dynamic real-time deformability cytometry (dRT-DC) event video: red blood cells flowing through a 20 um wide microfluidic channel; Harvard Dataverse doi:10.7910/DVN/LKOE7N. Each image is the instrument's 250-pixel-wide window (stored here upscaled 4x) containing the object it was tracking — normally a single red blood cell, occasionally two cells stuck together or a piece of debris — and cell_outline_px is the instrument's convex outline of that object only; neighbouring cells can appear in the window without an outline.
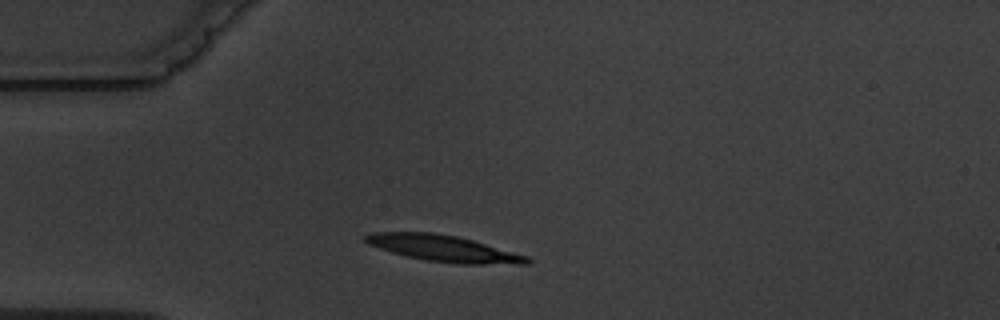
{"species": "common noctule bat (a hibernating species)", "species_latin": "Nyctalus noctula", "temperature_condition": "warm", "stored_images_in_passage": 1, "camera_frame_rate_fps": 3000, "um_per_image_px": 0.085, "animal": {"sex": "male", "body_mass_g": 19.5, "forearm_length_mm": 54.6}, "frame": {"image": 1, "passage_image": 1, "time_ms": 0.0, "image_size_px": [1000, 320], "cell_outline_px": [[532, 260], [528, 264], [460, 264], [428, 260], [408, 256], [392, 252], [368, 244], [364, 240], [364, 236], [372, 232], [432, 232], [456, 236], [472, 240], [528, 256]], "centroid_in_image_um": [37.72, 21.11], "position_along_channel_um": 47.3, "area_um2": 24.51}}